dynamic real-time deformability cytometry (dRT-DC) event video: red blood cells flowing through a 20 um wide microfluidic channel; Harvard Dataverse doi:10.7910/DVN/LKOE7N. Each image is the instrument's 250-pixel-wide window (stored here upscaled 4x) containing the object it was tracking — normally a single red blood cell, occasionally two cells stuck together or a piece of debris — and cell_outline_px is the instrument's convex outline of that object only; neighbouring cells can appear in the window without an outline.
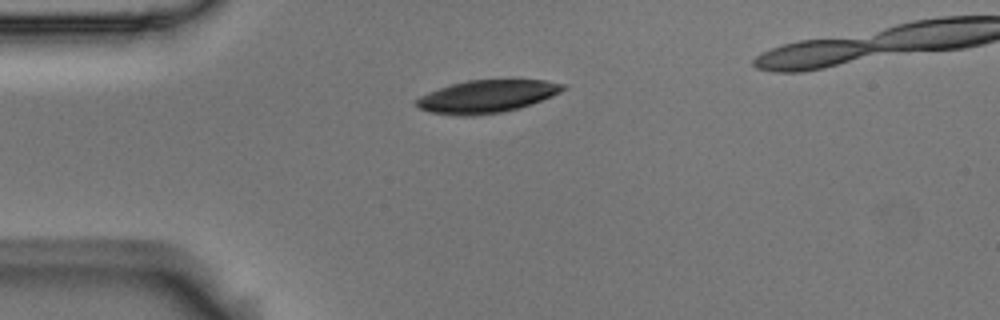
{"species": "Egyptian fruit bat (a non-hibernating species)", "species_latin": "Rousettus aegyptiacus", "temperature_condition": "room temperature", "stored_images_in_passage": 4, "camera_frame_rate_fps": 3000, "um_per_image_px": 0.085, "animal": {"sex": "male"}, "frame": {"image": 1, "passage_image": 1, "time_ms": 0.0, "image_size_px": [1000, 320], "cell_outline_px": [[568, 88], [552, 96], [532, 104], [520, 108], [500, 112], [472, 116], [464, 116], [432, 112], [420, 108], [412, 104], [412, 100], [428, 92], [452, 84], [468, 80], [544, 80], [568, 84]], "centroid_in_image_um": [41.4, 8.19], "position_along_channel_um": 43.6, "area_um2": 27.98}}
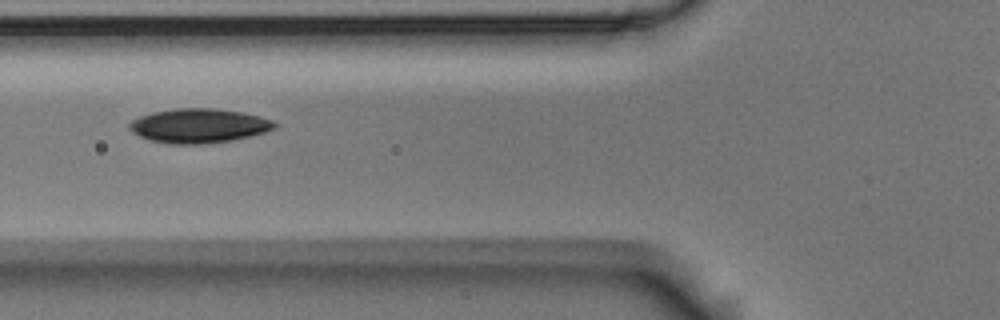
{"frame": {"image": 2, "passage_image": 3, "time_ms": 0.667, "image_size_px": [1000, 320], "cell_outline_px": [[276, 128], [264, 132], [248, 136], [228, 140], [196, 144], [168, 144], [152, 140], [140, 136], [132, 132], [128, 128], [128, 124], [132, 120], [140, 116], [152, 112], [176, 108], [212, 108], [240, 112], [260, 116], [272, 120], [276, 124]], "centroid_in_image_um": [16.86, 10.68], "position_along_channel_um": 108.9, "area_um2": 28.67}}